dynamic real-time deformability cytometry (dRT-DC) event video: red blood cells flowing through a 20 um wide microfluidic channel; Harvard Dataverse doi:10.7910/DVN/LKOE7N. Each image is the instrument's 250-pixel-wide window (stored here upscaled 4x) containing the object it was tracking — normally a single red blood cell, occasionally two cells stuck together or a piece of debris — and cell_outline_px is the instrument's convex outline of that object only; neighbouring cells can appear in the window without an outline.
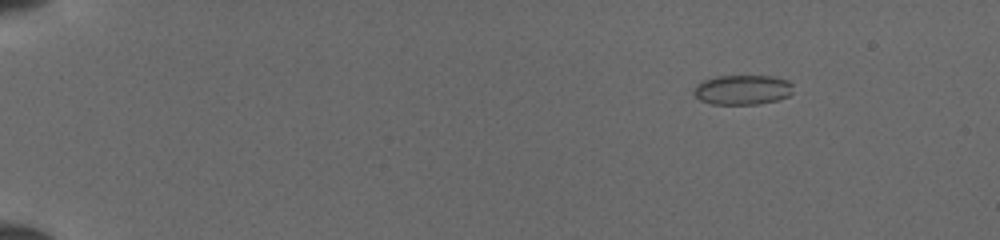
{"species": "common noctule bat (a hibernating species)", "species_latin": "Nyctalus noctula", "temperature_condition": "cold", "stored_images_in_passage": 45, "camera_frame_rate_fps": 3000, "um_per_image_px": 0.085, "animal": {"sex": "female", "body_mass_g": 19.5, "forearm_length_mm": 54.1}, "frame": {"image": 1, "passage_image": 1, "time_ms": 0.0, "image_size_px": [1000, 240], "cell_outline_px": [[792, 92], [788, 96], [776, 100], [760, 104], [712, 104], [700, 100], [692, 92], [696, 84], [704, 80], [716, 76], [772, 76], [788, 80], [792, 84]], "centroid_in_image_um": [63.1, 7.63], "position_along_channel_um": 21.9, "area_um2": 17.28}}
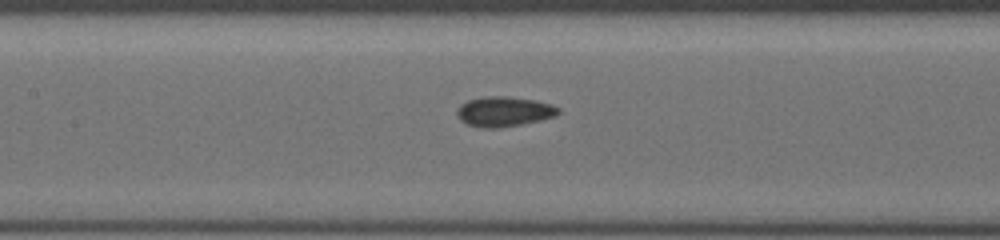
{"frame": {"image": 2, "passage_image": 20, "time_ms": 6.333, "image_size_px": [1000, 240], "cell_outline_px": [[560, 112], [556, 116], [524, 124], [496, 128], [484, 128], [468, 124], [460, 120], [456, 116], [456, 108], [460, 104], [468, 100], [484, 96], [508, 96], [536, 100], [552, 104], [560, 108]], "centroid_in_image_um": [42.84, 9.47], "position_along_channel_um": 164.6, "area_um2": 17.98}}
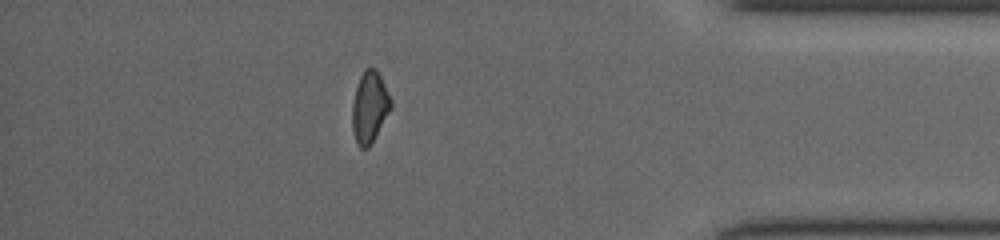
{"frame": {"image": 3, "passage_image": 39, "time_ms": 12.667, "image_size_px": [1000, 240], "cell_outline_px": [[392, 108], [368, 148], [360, 148], [356, 140], [352, 128], [352, 104], [356, 88], [360, 76], [364, 68], [376, 68], [392, 100]], "centroid_in_image_um": [31.42, 9.09], "position_along_channel_um": 403.8, "area_um2": 15.95}}